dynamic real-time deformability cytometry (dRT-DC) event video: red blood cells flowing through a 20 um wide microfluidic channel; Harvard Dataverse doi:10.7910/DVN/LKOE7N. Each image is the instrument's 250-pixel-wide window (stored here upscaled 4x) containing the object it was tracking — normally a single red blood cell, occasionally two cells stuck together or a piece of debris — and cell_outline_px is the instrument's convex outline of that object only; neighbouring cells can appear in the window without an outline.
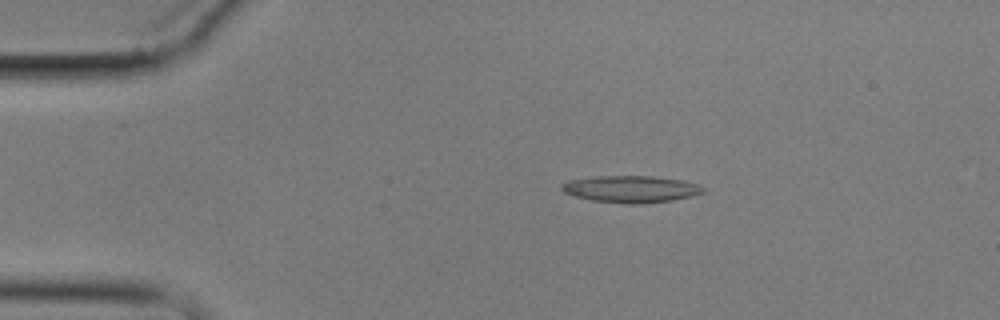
{"species": "common noctule bat (a hibernating species)", "species_latin": "Nyctalus noctula", "temperature_condition": "cold", "stored_images_in_passage": 7, "camera_frame_rate_fps": 3000, "um_per_image_px": 0.085, "animal": {"sex": "male", "body_mass_g": 17.9}, "frame": {"image": 1, "passage_image": 4, "time_ms": 3.333, "image_size_px": [1000, 320], "cell_outline_px": [[708, 188], [704, 192], [692, 196], [672, 200], [640, 204], [628, 204], [592, 200], [576, 196], [564, 192], [560, 188], [560, 184], [568, 180], [596, 176], [652, 176], [684, 180]], "centroid_in_image_um": [53.65, 16.06], "position_along_channel_um": 31.4, "area_um2": 22.25}}
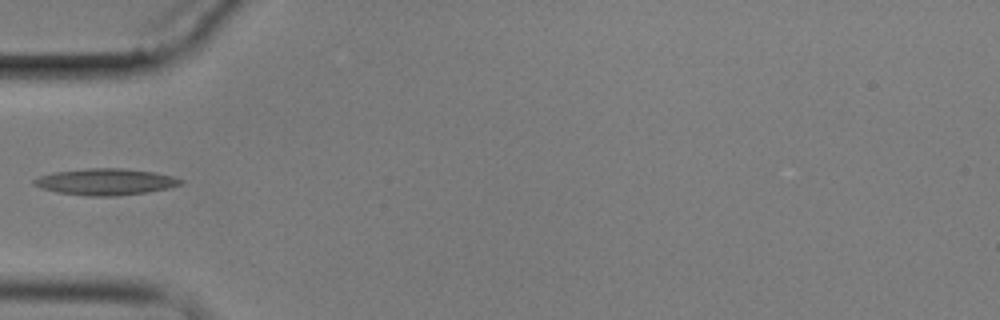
{"frame": {"image": 2, "passage_image": 6, "time_ms": 6.0, "image_size_px": [1000, 320], "cell_outline_px": [[184, 180], [180, 184], [168, 188], [148, 192], [112, 196], [88, 196], [56, 192], [32, 184], [32, 180], [40, 176], [56, 172], [88, 168], [120, 168], [152, 172], [172, 176]], "centroid_in_image_um": [8.96, 15.45], "position_along_channel_um": 76.0, "area_um2": 22.31}}
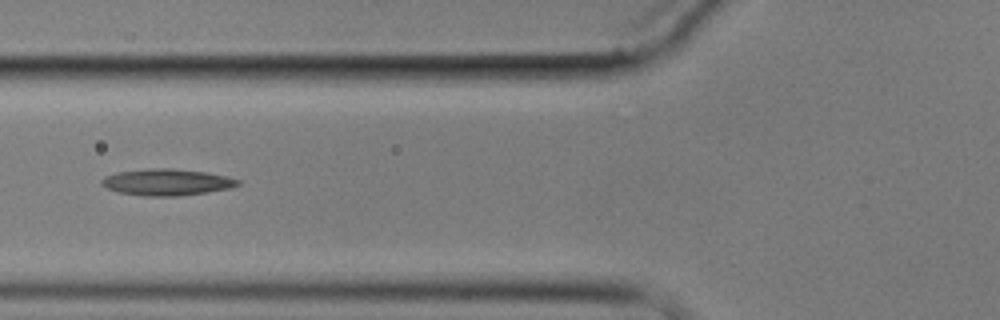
{"frame": {"image": 3, "passage_image": 7, "time_ms": 7.0, "image_size_px": [1000, 320], "cell_outline_px": [[240, 184], [228, 188], [208, 192], [180, 196], [144, 196], [120, 192], [108, 188], [100, 184], [100, 180], [104, 176], [116, 172], [148, 168], [172, 168], [204, 172], [228, 176], [240, 180]], "centroid_in_image_um": [14.16, 15.48], "position_along_channel_um": 111.6, "area_um2": 21.1}}